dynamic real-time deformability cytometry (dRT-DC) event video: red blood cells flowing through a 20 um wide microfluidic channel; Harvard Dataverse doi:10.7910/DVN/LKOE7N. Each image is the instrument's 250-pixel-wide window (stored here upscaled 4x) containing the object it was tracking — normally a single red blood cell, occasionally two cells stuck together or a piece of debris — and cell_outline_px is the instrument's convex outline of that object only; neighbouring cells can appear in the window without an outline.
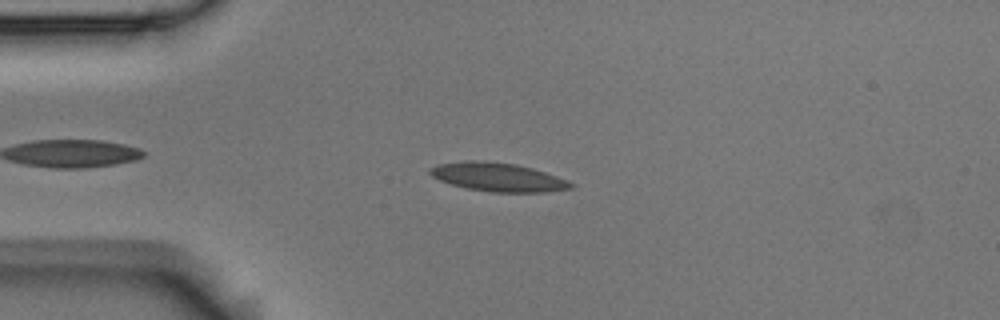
{"species": "Egyptian fruit bat (a non-hibernating species)", "species_latin": "Rousettus aegyptiacus", "temperature_condition": "room temperature", "stored_images_in_passage": 8, "camera_frame_rate_fps": 3000, "um_per_image_px": 0.085, "animal": {"sex": "male"}, "frame": {"image": 1, "passage_image": 3, "time_ms": 0.667, "image_size_px": [1000, 320], "cell_outline_px": [[576, 184], [572, 188], [548, 192], [492, 192], [468, 188], [452, 184], [440, 180], [432, 176], [428, 172], [428, 168], [436, 164], [468, 160], [476, 160], [516, 164], [532, 168], [568, 180]], "centroid_in_image_um": [42.33, 15.05], "position_along_channel_um": 42.7, "area_um2": 23.47}}
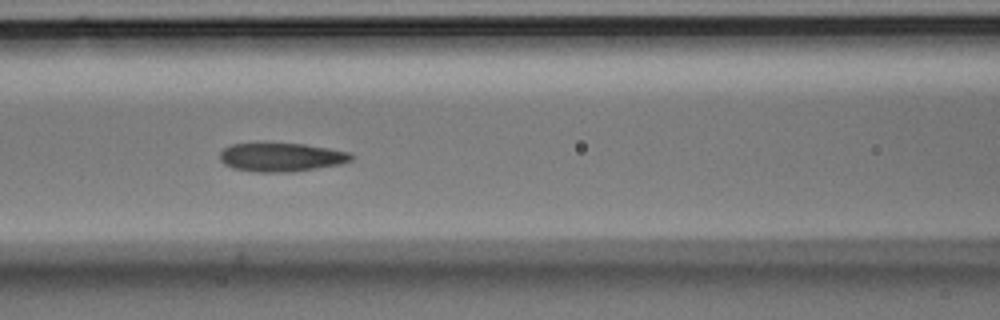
{"frame": {"image": 2, "passage_image": 6, "time_ms": 1.667, "image_size_px": [1000, 320], "cell_outline_px": [[356, 156], [352, 160], [340, 164], [316, 168], [288, 172], [256, 172], [232, 168], [224, 164], [220, 160], [220, 152], [224, 148], [232, 144], [260, 140], [264, 140], [304, 144], [352, 152]], "centroid_in_image_um": [23.88, 13.31], "position_along_channel_um": 142.7, "area_um2": 22.95}}
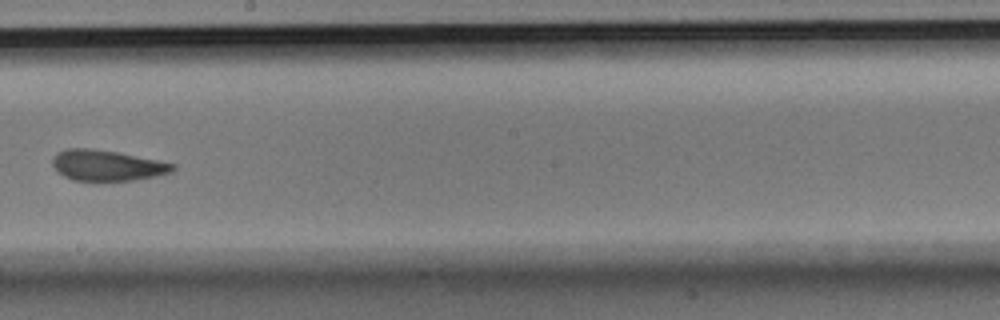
{"frame": {"image": 3, "passage_image": 8, "time_ms": 2.333, "image_size_px": [1000, 320], "cell_outline_px": [[176, 168], [172, 172], [132, 180], [72, 180], [56, 172], [52, 164], [52, 160], [60, 152], [68, 148], [92, 148], [116, 152], [176, 164]], "centroid_in_image_um": [9.07, 14.06], "position_along_channel_um": 239.1, "area_um2": 21.15}}